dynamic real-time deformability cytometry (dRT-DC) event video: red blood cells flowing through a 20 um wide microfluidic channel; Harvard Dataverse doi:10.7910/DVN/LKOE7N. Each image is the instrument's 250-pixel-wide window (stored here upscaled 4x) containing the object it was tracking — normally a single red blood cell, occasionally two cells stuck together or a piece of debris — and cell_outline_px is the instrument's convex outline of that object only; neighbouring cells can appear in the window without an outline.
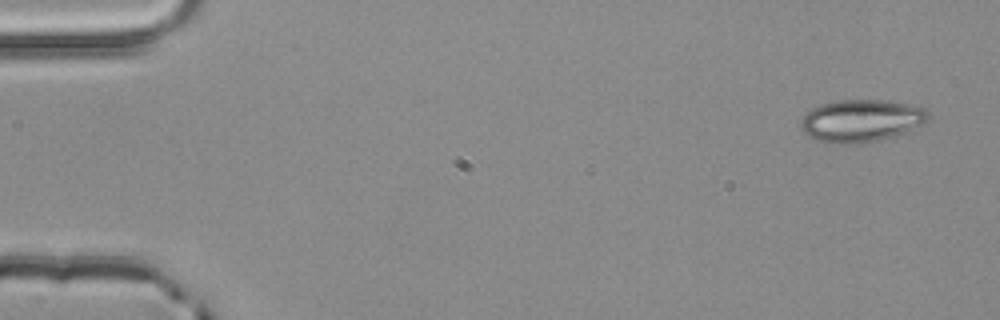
{"species": "common noctule bat (a hibernating species)", "species_latin": "Nyctalus noctula", "temperature_condition": "room temperature", "stored_images_in_passage": 4, "camera_frame_rate_fps": 3000, "um_per_image_px": 0.085, "animal": {"sex": "male", "body_mass_g": 20.4}, "frame": {"image": 1, "passage_image": 1, "time_ms": 0.0, "image_size_px": [1000, 320], "cell_outline_px": [[928, 116], [920, 124], [904, 132], [880, 140], [848, 144], [840, 144], [816, 140], [808, 136], [800, 128], [800, 124], [804, 116], [812, 108], [820, 104], [836, 100], [884, 100], [912, 104], [924, 108], [928, 112]], "centroid_in_image_um": [73.15, 10.24], "position_along_channel_um": 11.8, "area_um2": 31.15}}
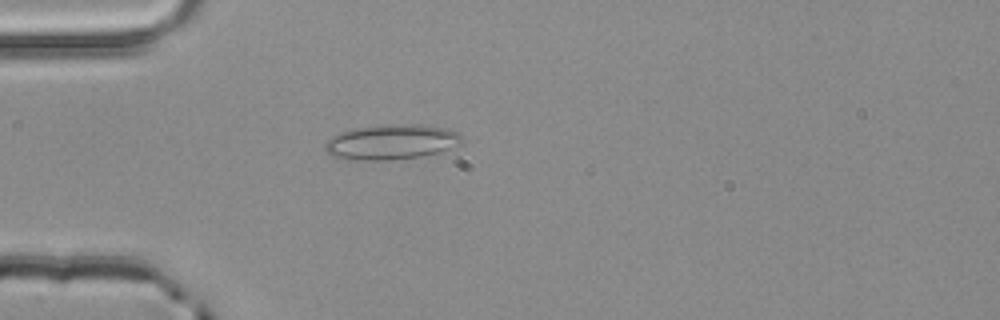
{"frame": {"image": 2, "passage_image": 4, "time_ms": 1.0, "image_size_px": [1000, 320], "cell_outline_px": [[460, 144], [440, 152], [420, 156], [392, 160], [360, 160], [332, 156], [324, 148], [324, 144], [332, 136], [340, 132], [352, 128], [400, 124], [420, 124], [444, 128], [456, 132], [460, 136]], "centroid_in_image_um": [33.24, 12.07], "position_along_channel_um": 51.8, "area_um2": 27.63}}